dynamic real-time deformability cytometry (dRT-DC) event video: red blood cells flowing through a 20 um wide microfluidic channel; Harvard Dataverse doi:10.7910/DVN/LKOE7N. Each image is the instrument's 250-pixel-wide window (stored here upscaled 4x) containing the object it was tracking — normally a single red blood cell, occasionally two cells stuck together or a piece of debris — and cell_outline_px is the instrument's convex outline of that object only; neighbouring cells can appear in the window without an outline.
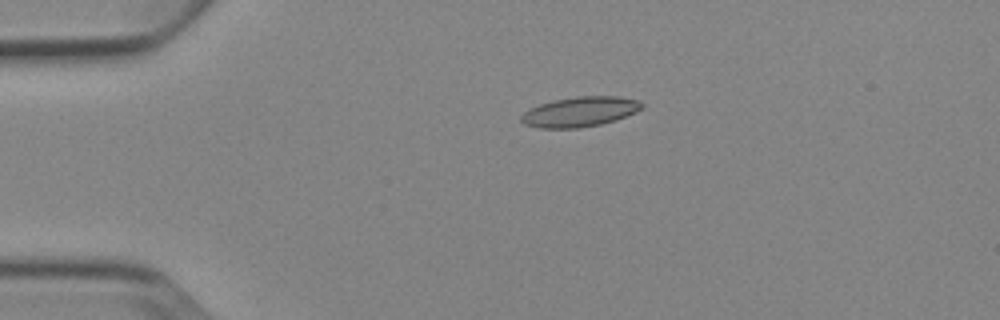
{"species": "Egyptian fruit bat (a non-hibernating species)", "species_latin": "Rousettus aegyptiacus", "temperature_condition": "cold", "stored_images_in_passage": 4, "camera_frame_rate_fps": 3000, "um_per_image_px": 0.085, "animal": {"sex": "female"}, "frame": {"image": 1, "passage_image": 3, "time_ms": 2.333, "image_size_px": [1000, 320], "cell_outline_px": [[644, 108], [636, 112], [616, 120], [600, 124], [580, 128], [540, 128], [524, 124], [520, 120], [520, 116], [528, 108], [552, 100], [576, 96], [620, 96], [640, 100], [644, 104]], "centroid_in_image_um": [49.31, 9.49], "position_along_channel_um": 35.7, "area_um2": 21.39}}